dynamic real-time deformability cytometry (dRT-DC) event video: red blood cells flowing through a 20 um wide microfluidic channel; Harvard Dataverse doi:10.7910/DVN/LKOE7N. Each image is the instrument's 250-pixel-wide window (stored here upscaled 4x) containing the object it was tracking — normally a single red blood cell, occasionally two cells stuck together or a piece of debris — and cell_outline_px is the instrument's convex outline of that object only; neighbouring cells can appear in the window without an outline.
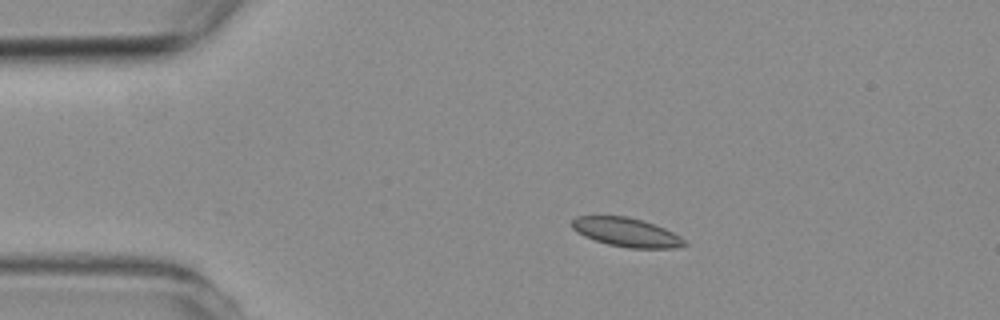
{"species": "common noctule bat (a hibernating species)", "species_latin": "Nyctalus noctula", "temperature_condition": "room temperature", "stored_images_in_passage": 5, "camera_frame_rate_fps": 3000, "um_per_image_px": 0.085, "animal": {"sex": "female", "body_mass_g": 19.3, "forearm_length_mm": 54.1}, "frame": {"image": 1, "passage_image": 2, "time_ms": 2.0, "image_size_px": [1000, 320], "cell_outline_px": [[688, 244], [676, 248], [628, 248], [608, 244], [584, 236], [572, 228], [572, 220], [576, 216], [628, 216], [664, 228], [680, 236]], "centroid_in_image_um": [53.24, 19.75], "position_along_channel_um": 31.8, "area_um2": 18.73}}
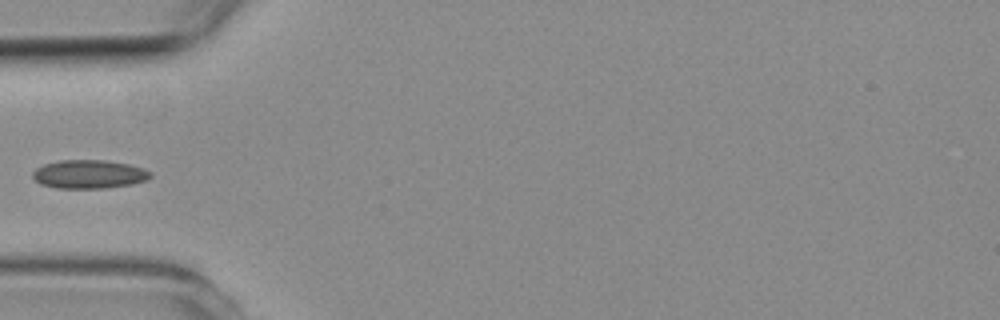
{"frame": {"image": 2, "passage_image": 4, "time_ms": 4.333, "image_size_px": [1000, 320], "cell_outline_px": [[152, 176], [148, 180], [132, 184], [104, 188], [56, 188], [40, 184], [32, 176], [32, 172], [36, 168], [44, 164], [60, 160], [104, 160], [128, 164], [144, 168], [152, 172]], "centroid_in_image_um": [7.58, 14.81], "position_along_channel_um": 77.4, "area_um2": 19.71}}
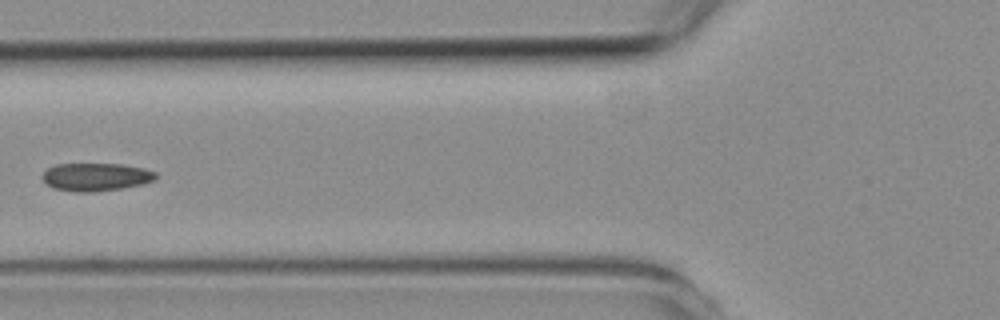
{"frame": {"image": 3, "passage_image": 5, "time_ms": 5.333, "image_size_px": [1000, 320], "cell_outline_px": [[156, 180], [124, 188], [92, 192], [76, 192], [52, 188], [40, 176], [48, 168], [56, 164], [120, 164], [144, 168], [156, 172]], "centroid_in_image_um": [8.15, 15.04], "position_along_channel_um": 117.7, "area_um2": 18.5}}